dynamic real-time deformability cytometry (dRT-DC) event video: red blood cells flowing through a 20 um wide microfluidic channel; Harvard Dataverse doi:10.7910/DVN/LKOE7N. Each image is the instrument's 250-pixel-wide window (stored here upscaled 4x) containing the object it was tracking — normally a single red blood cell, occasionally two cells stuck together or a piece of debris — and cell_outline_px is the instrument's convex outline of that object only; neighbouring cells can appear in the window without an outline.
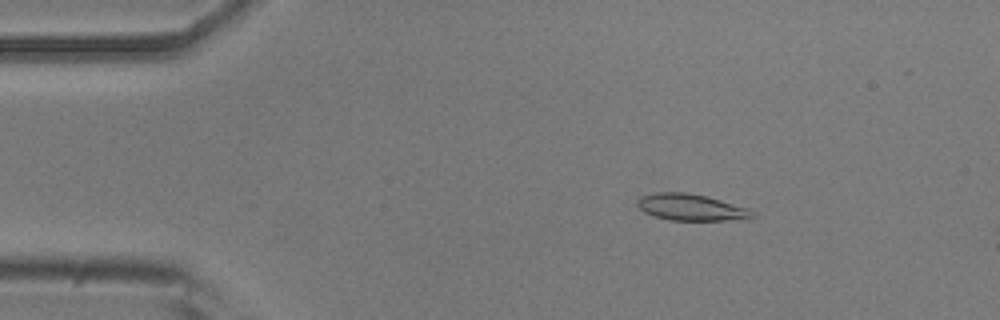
{"species": "common noctule bat (a hibernating species)", "species_latin": "Nyctalus noctula", "temperature_condition": "room temperature", "stored_images_in_passage": 26, "camera_frame_rate_fps": 3000, "um_per_image_px": 0.085, "animal": {"sex": "male", "body_mass_g": 20.5, "forearm_length_mm": 52.5}, "frame": {"image": 1, "passage_image": 9, "time_ms": 2.667, "image_size_px": [1000, 320], "cell_outline_px": [[756, 216], [752, 220], [668, 220], [644, 212], [636, 204], [636, 200], [640, 196], [656, 192], [684, 192], [708, 196], [748, 208], [756, 212]], "centroid_in_image_um": [58.81, 17.63], "position_along_channel_um": 26.2, "area_um2": 18.15}}
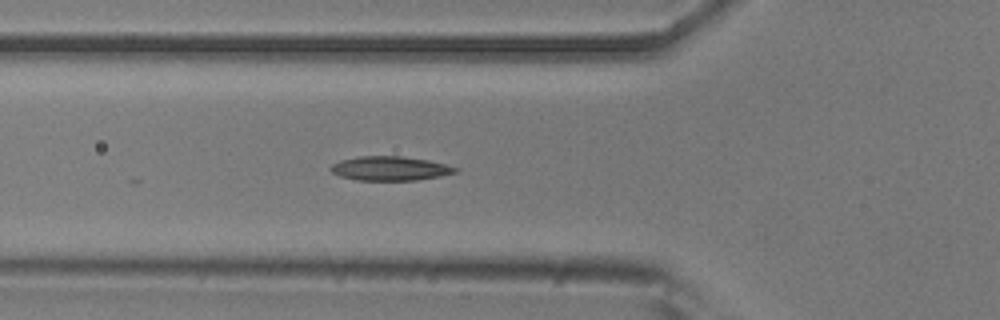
{"frame": {"image": 2, "passage_image": 19, "time_ms": 6.0, "image_size_px": [1000, 320], "cell_outline_px": [[460, 168], [456, 172], [440, 176], [416, 180], [356, 180], [340, 176], [332, 172], [328, 168], [332, 164], [340, 160], [356, 156], [400, 156], [428, 160]], "centroid_in_image_um": [33.12, 14.31], "position_along_channel_um": 92.7, "area_um2": 17.57}}
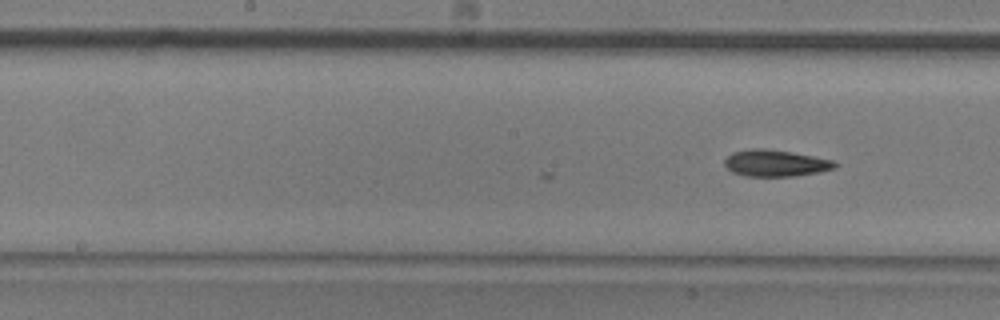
{"frame": {"image": 3, "passage_image": 26, "time_ms": 8.333, "image_size_px": [1000, 320], "cell_outline_px": [[840, 164], [836, 168], [820, 172], [796, 176], [744, 176], [732, 172], [724, 164], [724, 160], [732, 152], [748, 148], [764, 148], [792, 152], [832, 160]], "centroid_in_image_um": [65.92, 13.86], "position_along_channel_um": 182.3, "area_um2": 17.28}}